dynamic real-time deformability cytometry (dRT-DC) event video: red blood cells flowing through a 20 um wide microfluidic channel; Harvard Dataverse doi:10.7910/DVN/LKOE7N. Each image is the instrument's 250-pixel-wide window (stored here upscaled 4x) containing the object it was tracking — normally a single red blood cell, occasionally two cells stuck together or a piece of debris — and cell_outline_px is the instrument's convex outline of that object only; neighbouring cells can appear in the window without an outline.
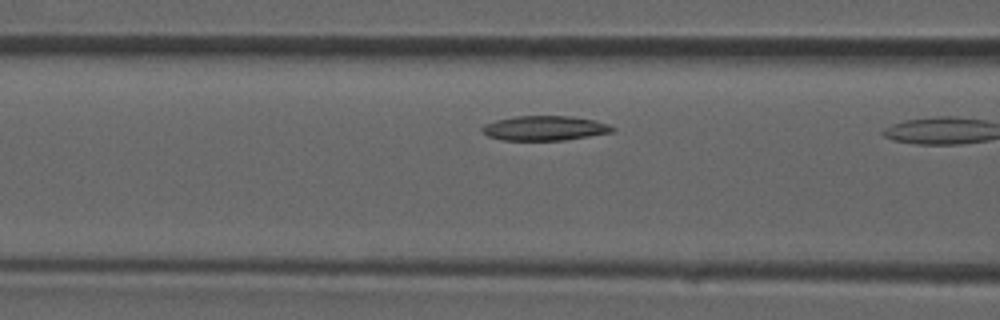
{"species": "common noctule bat (a hibernating species)", "species_latin": "Nyctalus noctula", "temperature_condition": "room temperature", "stored_images_in_passage": 9, "camera_frame_rate_fps": 3000, "um_per_image_px": 0.085, "animal": {"sex": "male", "forearm_length_mm": 52.5}, "frame": {"image": 1, "passage_image": 8, "time_ms": 2.333, "image_size_px": [1000, 320], "cell_outline_px": [[616, 128], [612, 132], [564, 140], [504, 140], [488, 136], [480, 128], [484, 124], [496, 120], [516, 116], [572, 116], [596, 120], [608, 124]], "centroid_in_image_um": [46.31, 10.88], "position_along_channel_um": 120.3, "area_um2": 18.67}}